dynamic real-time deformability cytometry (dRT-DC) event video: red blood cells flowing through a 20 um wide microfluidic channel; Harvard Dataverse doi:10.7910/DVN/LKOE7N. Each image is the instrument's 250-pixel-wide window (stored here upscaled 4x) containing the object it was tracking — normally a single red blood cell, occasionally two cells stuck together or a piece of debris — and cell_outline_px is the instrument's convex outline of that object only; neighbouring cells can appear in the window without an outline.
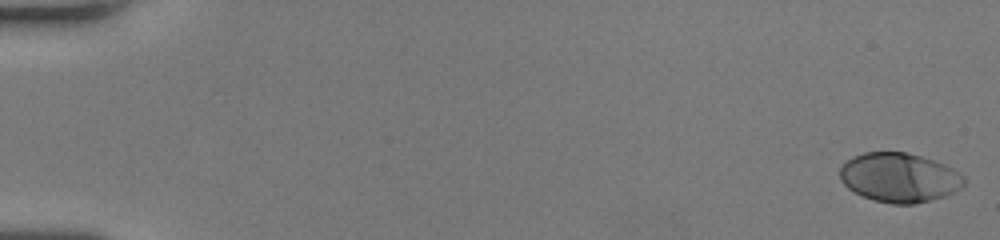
{"species": "human", "species_latin": "Homo sapiens", "temperature_condition": "room temperature", "stored_images_in_passage": 53, "camera_frame_rate_fps": 3000, "um_per_image_px": 0.085, "donor": {"sex": "female"}, "frame": {"image": 1, "passage_image": 1, "time_ms": 0.0, "image_size_px": [1000, 240], "cell_outline_px": [[964, 184], [960, 188], [944, 196], [916, 204], [892, 204], [872, 200], [848, 188], [840, 180], [840, 168], [848, 160], [864, 152], [908, 152], [944, 164], [952, 168], [964, 176]], "centroid_in_image_um": [76.44, 15.1], "position_along_channel_um": 8.6, "area_um2": 35.43}}
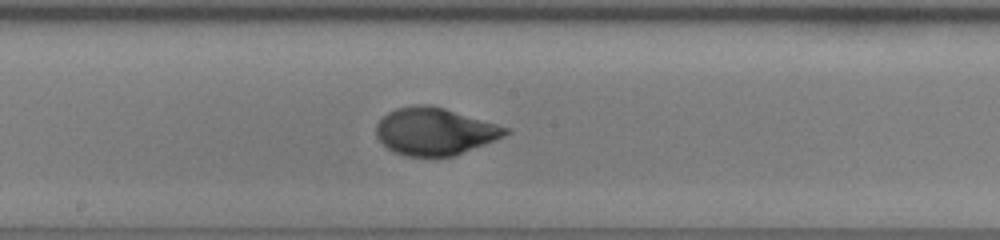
{"frame": {"image": 2, "passage_image": 30, "time_ms": 9.667, "image_size_px": [1000, 240], "cell_outline_px": [[512, 132], [496, 140], [452, 156], [404, 156], [388, 148], [376, 136], [376, 124], [388, 112], [396, 108], [416, 104], [428, 104], [444, 108], [512, 128]], "centroid_in_image_um": [36.98, 11.15], "position_along_channel_um": 211.2, "area_um2": 35.6}}
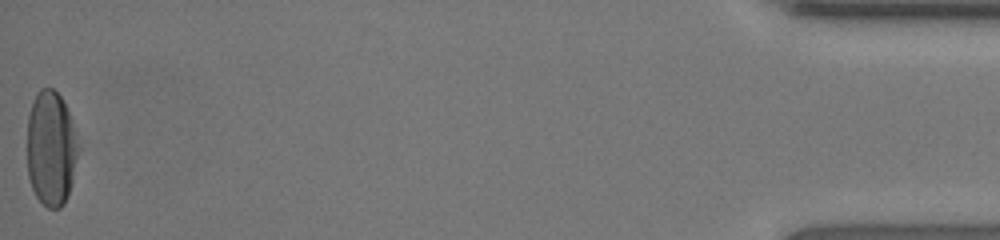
{"frame": {"image": 3, "passage_image": 53, "time_ms": 17.333, "image_size_px": [1000, 240], "cell_outline_px": [[80, 148], [72, 184], [68, 196], [64, 204], [60, 208], [48, 208], [36, 196], [32, 188], [28, 176], [28, 116], [32, 100], [36, 92], [40, 88], [52, 88], [60, 96], [72, 120]], "centroid_in_image_um": [4.36, 12.62], "position_along_channel_um": 430.8, "area_um2": 34.62}, "authors_computed_cell_mechanics": {"area_um2": 34.9112, "velocity_mm_per_s": 4.0435, "shape_relaxation_time_tau1_ms": 3.5454, "shape_relaxation_time_tau2_ms": 0.7913, "deformation_change_tau1": 0.191, "deformation_change_tau2": 0.0474}}